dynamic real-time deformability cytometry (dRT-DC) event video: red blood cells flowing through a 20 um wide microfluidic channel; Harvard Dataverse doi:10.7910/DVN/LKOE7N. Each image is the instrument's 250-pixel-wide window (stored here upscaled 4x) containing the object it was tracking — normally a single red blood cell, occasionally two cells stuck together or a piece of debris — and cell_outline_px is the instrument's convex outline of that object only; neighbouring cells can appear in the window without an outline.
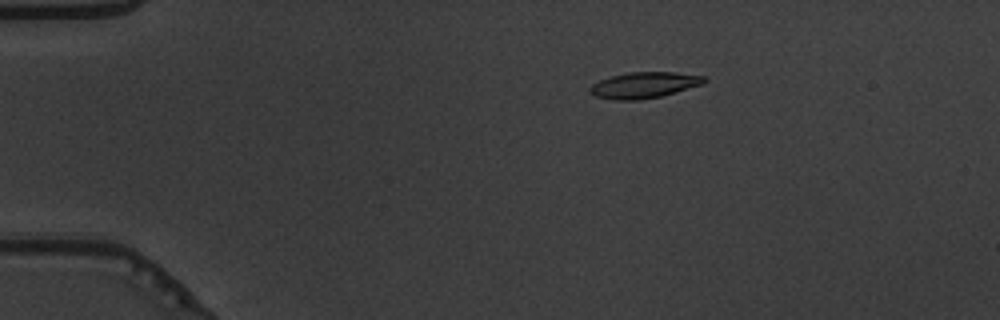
{"species": "common noctule bat (a hibernating species)", "species_latin": "Nyctalus noctula", "temperature_condition": "warm", "stored_images_in_passage": 55, "camera_frame_rate_fps": 3000, "um_per_image_px": 0.085, "animal": {"sex": "male", "body_mass_g": 19.5, "forearm_length_mm": 54.6}, "frame": {"image": 1, "passage_image": 10, "time_ms": 3.0, "image_size_px": [1000, 320], "cell_outline_px": [[708, 80], [704, 84], [660, 96], [636, 100], [616, 100], [596, 96], [588, 92], [588, 88], [592, 84], [600, 80], [612, 76], [628, 72], [676, 72], [704, 76]], "centroid_in_image_um": [54.75, 7.22], "position_along_channel_um": 30.2, "area_um2": 17.28}}
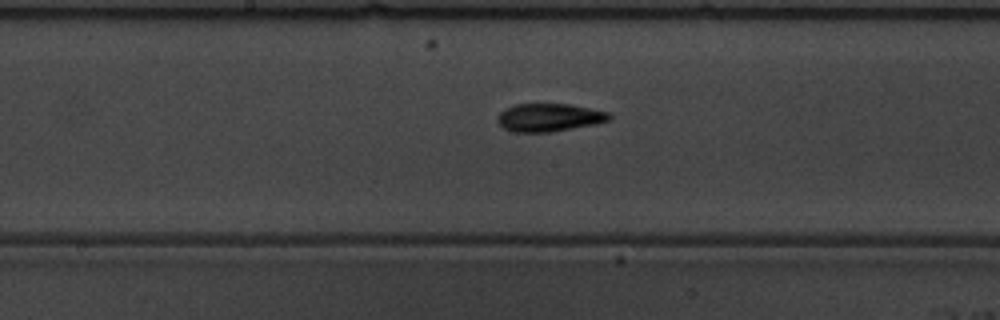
{"frame": {"image": 2, "passage_image": 29, "time_ms": 9.333, "image_size_px": [1000, 320], "cell_outline_px": [[612, 116], [608, 120], [596, 124], [552, 132], [516, 132], [504, 128], [496, 120], [500, 112], [504, 108], [516, 104], [572, 104], [608, 112]], "centroid_in_image_um": [46.67, 9.98], "position_along_channel_um": 201.5, "area_um2": 18.26}}
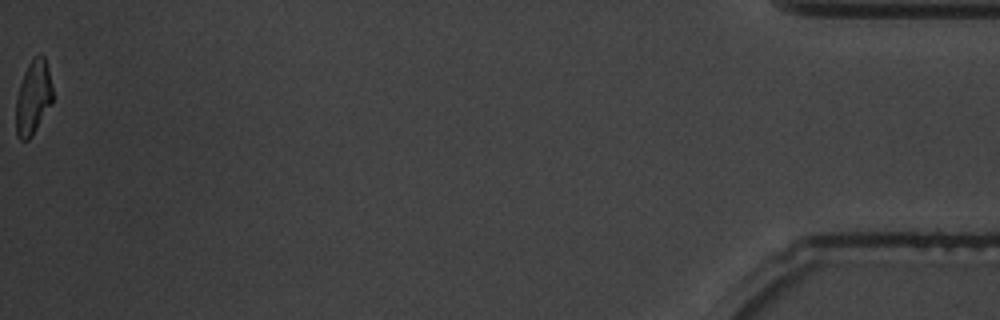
{"frame": {"image": 3, "passage_image": 55, "time_ms": 18.0, "image_size_px": [1000, 320], "cell_outline_px": [[52, 104], [32, 136], [28, 140], [20, 140], [16, 136], [16, 100], [20, 84], [24, 72], [28, 64], [40, 52], [44, 56], [48, 68], [52, 88]], "centroid_in_image_um": [2.82, 8.31], "position_along_channel_um": 432.4, "area_um2": 15.9}, "authors_computed_cell_mechanics": {"area_um2": 17.5134, "velocity_mm_per_s": 3.7303, "shape_relaxation_time_tau1_ms": 3.0824, "shape_relaxation_time_tau2_ms": 2.9771, "deformation_change_tau1": 0.1931, "deformation_change_tau2": 0.1097}}